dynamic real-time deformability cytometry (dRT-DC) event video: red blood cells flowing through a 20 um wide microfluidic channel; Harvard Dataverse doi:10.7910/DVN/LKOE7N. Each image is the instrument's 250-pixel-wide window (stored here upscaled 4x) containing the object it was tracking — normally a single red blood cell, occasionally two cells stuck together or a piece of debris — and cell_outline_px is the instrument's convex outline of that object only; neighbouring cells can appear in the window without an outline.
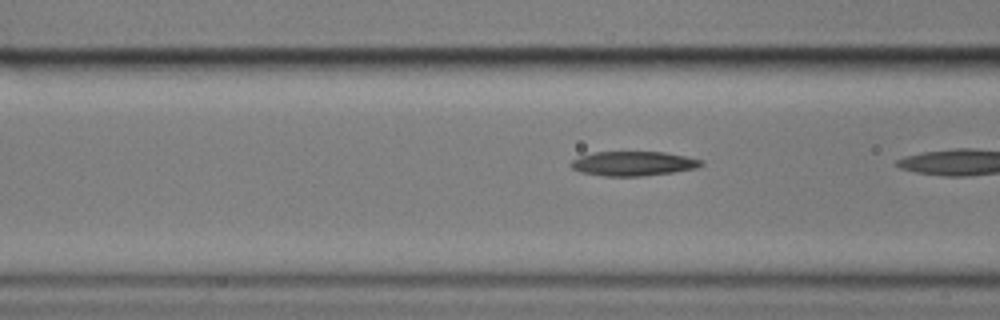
{"species": "common noctule bat (a hibernating species)", "species_latin": "Nyctalus noctula", "temperature_condition": "cold", "stored_images_in_passage": 10, "camera_frame_rate_fps": 3000, "um_per_image_px": 0.085, "animal": {"sex": "male", "body_mass_g": 17.9}, "frame": {"image": 1, "passage_image": 5, "time_ms": 1.333, "image_size_px": [1000, 320], "cell_outline_px": [[704, 164], [696, 168], [672, 172], [644, 176], [604, 176], [580, 172], [572, 168], [568, 164], [572, 160], [580, 156], [592, 152], [664, 152], [704, 160]], "centroid_in_image_um": [53.8, 13.9], "position_along_channel_um": 112.8, "area_um2": 18.61}}